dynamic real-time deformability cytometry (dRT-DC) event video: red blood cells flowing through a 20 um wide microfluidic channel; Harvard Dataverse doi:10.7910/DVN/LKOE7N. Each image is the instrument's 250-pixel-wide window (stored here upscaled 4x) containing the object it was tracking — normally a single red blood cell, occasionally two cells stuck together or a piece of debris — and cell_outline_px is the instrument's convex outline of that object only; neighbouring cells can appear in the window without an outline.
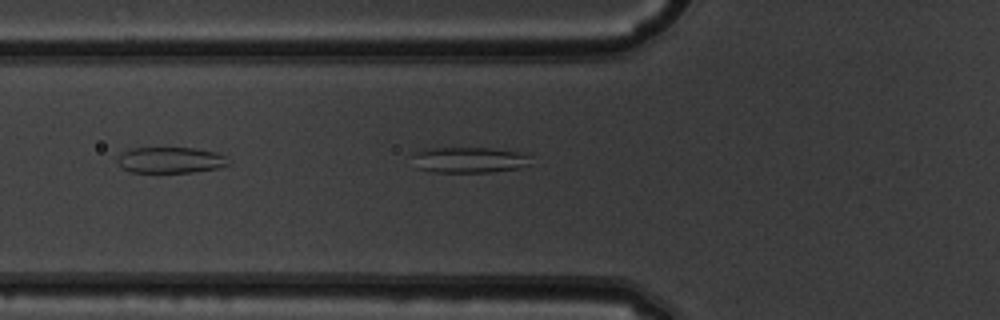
{"species": "common noctule bat (a hibernating species)", "species_latin": "Nyctalus noctula", "temperature_condition": "warm", "stored_images_in_passage": 9, "segment_of_instrument_passage": [2, 2], "camera_frame_rate_fps": 3000, "um_per_image_px": 0.085, "animal": {"sex": "male", "body_mass_g": 19.5, "forearm_length_mm": 54.6}, "frame": {"image": 1, "passage_image": 9, "time_ms": 2.667, "image_size_px": [1000, 320], "cell_outline_px": [[532, 156], [528, 164], [520, 168], [492, 172], [432, 172], [416, 168], [412, 156], [420, 148], [492, 148], [516, 152]], "centroid_in_image_um": [39.83, 13.59], "position_along_channel_um": 86.0, "area_um2": 17.92}}